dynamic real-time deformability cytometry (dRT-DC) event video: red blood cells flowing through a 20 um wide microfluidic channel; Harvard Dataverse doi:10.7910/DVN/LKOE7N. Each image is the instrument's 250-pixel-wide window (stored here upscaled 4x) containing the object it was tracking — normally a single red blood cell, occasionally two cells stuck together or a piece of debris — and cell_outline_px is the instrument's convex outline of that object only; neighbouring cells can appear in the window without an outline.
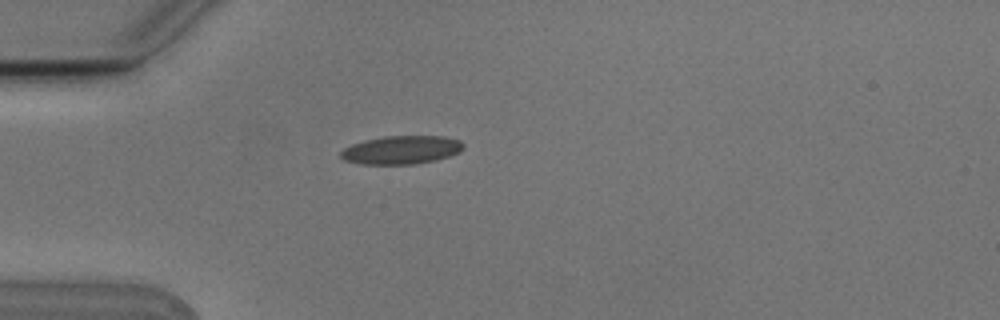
{"species": "Egyptian fruit bat (a non-hibernating species)", "species_latin": "Rousettus aegyptiacus", "temperature_condition": "cold", "stored_images_in_passage": 1, "camera_frame_rate_fps": 3000, "um_per_image_px": 0.085, "animal": {"sex": "male"}, "frame": {"image": 1, "passage_image": 1, "time_ms": 0.0, "image_size_px": [1000, 320], "cell_outline_px": [[464, 148], [460, 152], [436, 160], [416, 164], [360, 164], [344, 160], [340, 156], [340, 152], [344, 148], [352, 144], [364, 140], [384, 136], [444, 136], [460, 140], [464, 144]], "centroid_in_image_um": [34.12, 12.74], "position_along_channel_um": 50.9, "area_um2": 20.4}}